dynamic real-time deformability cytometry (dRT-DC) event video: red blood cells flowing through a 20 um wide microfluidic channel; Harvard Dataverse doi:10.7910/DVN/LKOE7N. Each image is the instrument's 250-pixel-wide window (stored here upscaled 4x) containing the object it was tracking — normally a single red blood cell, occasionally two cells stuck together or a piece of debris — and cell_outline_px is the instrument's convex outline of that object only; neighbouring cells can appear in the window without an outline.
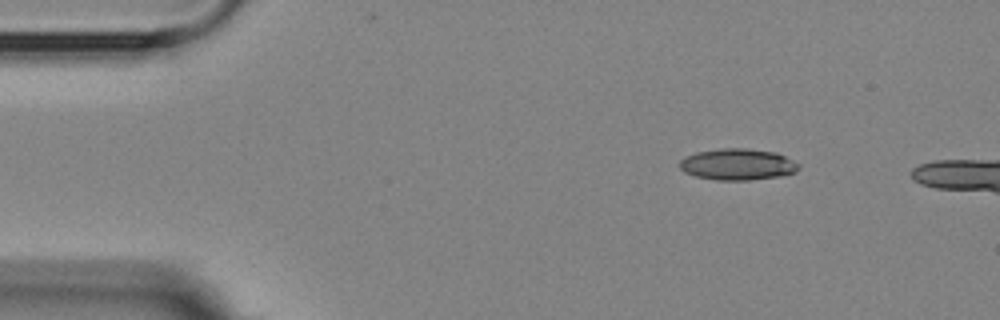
{"species": "Egyptian fruit bat (a non-hibernating species)", "species_latin": "Rousettus aegyptiacus", "temperature_condition": "room temperature", "stored_images_in_passage": 4, "camera_frame_rate_fps": 3000, "um_per_image_px": 0.085, "animal": {"sex": "female"}, "frame": {"image": 1, "passage_image": 1, "time_ms": 0.0, "image_size_px": [1000, 320], "cell_outline_px": [[800, 168], [796, 172], [780, 176], [748, 180], [716, 180], [696, 176], [684, 172], [680, 168], [680, 160], [684, 156], [696, 152], [720, 148], [748, 148], [776, 152], [800, 164]], "centroid_in_image_um": [62.69, 13.96], "position_along_channel_um": 22.3, "area_um2": 21.91}}
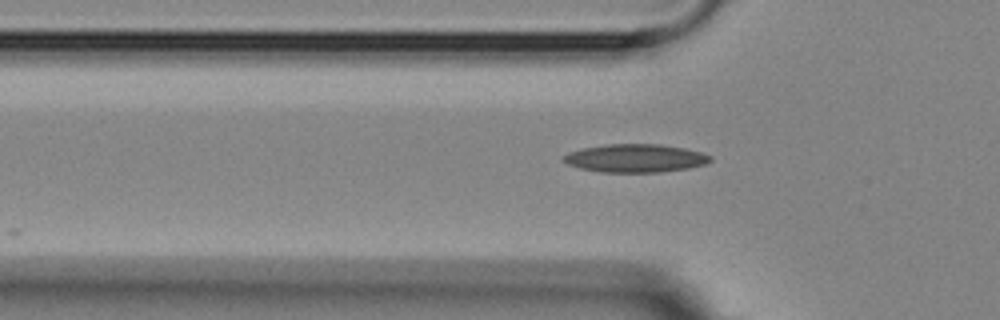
{"frame": {"image": 2, "passage_image": 4, "time_ms": 3.333, "image_size_px": [1000, 320], "cell_outline_px": [[712, 160], [704, 164], [688, 168], [660, 172], [600, 172], [580, 168], [568, 164], [560, 160], [568, 152], [584, 148], [608, 144], [660, 144], [684, 148], [700, 152], [712, 156]], "centroid_in_image_um": [53.99, 13.45], "position_along_channel_um": 71.8, "area_um2": 24.04}}